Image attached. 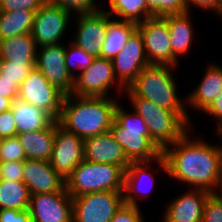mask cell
Masks as SVG:
<instances>
[{
	"mask_svg": "<svg viewBox=\"0 0 222 222\" xmlns=\"http://www.w3.org/2000/svg\"><path fill=\"white\" fill-rule=\"evenodd\" d=\"M188 134L162 150L166 172L193 189L216 193L222 177V146L191 140Z\"/></svg>",
	"mask_w": 222,
	"mask_h": 222,
	"instance_id": "6da1fadb",
	"label": "cell"
},
{
	"mask_svg": "<svg viewBox=\"0 0 222 222\" xmlns=\"http://www.w3.org/2000/svg\"><path fill=\"white\" fill-rule=\"evenodd\" d=\"M112 98L65 95L59 125L83 139L110 131L118 105Z\"/></svg>",
	"mask_w": 222,
	"mask_h": 222,
	"instance_id": "7a4b0ae2",
	"label": "cell"
},
{
	"mask_svg": "<svg viewBox=\"0 0 222 222\" xmlns=\"http://www.w3.org/2000/svg\"><path fill=\"white\" fill-rule=\"evenodd\" d=\"M110 132L130 162L154 160L166 172L162 151L151 140L145 121L135 111L129 114L118 104Z\"/></svg>",
	"mask_w": 222,
	"mask_h": 222,
	"instance_id": "3957f363",
	"label": "cell"
},
{
	"mask_svg": "<svg viewBox=\"0 0 222 222\" xmlns=\"http://www.w3.org/2000/svg\"><path fill=\"white\" fill-rule=\"evenodd\" d=\"M174 68L171 65L150 64L141 70L128 89L137 97L176 112L191 126L185 102L182 103L176 92V83L172 74Z\"/></svg>",
	"mask_w": 222,
	"mask_h": 222,
	"instance_id": "277c9868",
	"label": "cell"
},
{
	"mask_svg": "<svg viewBox=\"0 0 222 222\" xmlns=\"http://www.w3.org/2000/svg\"><path fill=\"white\" fill-rule=\"evenodd\" d=\"M125 92L134 111L145 121L151 140L161 151L181 139L191 128L176 112L137 97L128 88L125 89Z\"/></svg>",
	"mask_w": 222,
	"mask_h": 222,
	"instance_id": "5b68a950",
	"label": "cell"
},
{
	"mask_svg": "<svg viewBox=\"0 0 222 222\" xmlns=\"http://www.w3.org/2000/svg\"><path fill=\"white\" fill-rule=\"evenodd\" d=\"M124 173L120 166L83 159L66 178L65 189L71 197L101 191L123 192Z\"/></svg>",
	"mask_w": 222,
	"mask_h": 222,
	"instance_id": "8992f818",
	"label": "cell"
},
{
	"mask_svg": "<svg viewBox=\"0 0 222 222\" xmlns=\"http://www.w3.org/2000/svg\"><path fill=\"white\" fill-rule=\"evenodd\" d=\"M123 192L101 191L73 199V222H110L123 205Z\"/></svg>",
	"mask_w": 222,
	"mask_h": 222,
	"instance_id": "52a82bcc",
	"label": "cell"
},
{
	"mask_svg": "<svg viewBox=\"0 0 222 222\" xmlns=\"http://www.w3.org/2000/svg\"><path fill=\"white\" fill-rule=\"evenodd\" d=\"M115 83L119 91L126 89L115 76L112 60L95 57L89 67L75 76L72 94L80 97H107L108 90Z\"/></svg>",
	"mask_w": 222,
	"mask_h": 222,
	"instance_id": "ba28073f",
	"label": "cell"
},
{
	"mask_svg": "<svg viewBox=\"0 0 222 222\" xmlns=\"http://www.w3.org/2000/svg\"><path fill=\"white\" fill-rule=\"evenodd\" d=\"M64 97L36 67L19 86L18 99L42 108L55 120L60 117Z\"/></svg>",
	"mask_w": 222,
	"mask_h": 222,
	"instance_id": "9c48e42d",
	"label": "cell"
},
{
	"mask_svg": "<svg viewBox=\"0 0 222 222\" xmlns=\"http://www.w3.org/2000/svg\"><path fill=\"white\" fill-rule=\"evenodd\" d=\"M71 14L46 1L34 15L31 35L37 47L60 44Z\"/></svg>",
	"mask_w": 222,
	"mask_h": 222,
	"instance_id": "30bf717a",
	"label": "cell"
},
{
	"mask_svg": "<svg viewBox=\"0 0 222 222\" xmlns=\"http://www.w3.org/2000/svg\"><path fill=\"white\" fill-rule=\"evenodd\" d=\"M144 41L145 55L149 64L171 65L172 47L169 29L163 17H150L137 23Z\"/></svg>",
	"mask_w": 222,
	"mask_h": 222,
	"instance_id": "8fae6325",
	"label": "cell"
},
{
	"mask_svg": "<svg viewBox=\"0 0 222 222\" xmlns=\"http://www.w3.org/2000/svg\"><path fill=\"white\" fill-rule=\"evenodd\" d=\"M84 151V139L66 131L56 120V133L50 164L64 180L84 159Z\"/></svg>",
	"mask_w": 222,
	"mask_h": 222,
	"instance_id": "7c38bea8",
	"label": "cell"
},
{
	"mask_svg": "<svg viewBox=\"0 0 222 222\" xmlns=\"http://www.w3.org/2000/svg\"><path fill=\"white\" fill-rule=\"evenodd\" d=\"M112 63L117 80L125 88L129 87L144 67L150 65L145 55L143 37L138 29L128 38Z\"/></svg>",
	"mask_w": 222,
	"mask_h": 222,
	"instance_id": "4fadbf2b",
	"label": "cell"
},
{
	"mask_svg": "<svg viewBox=\"0 0 222 222\" xmlns=\"http://www.w3.org/2000/svg\"><path fill=\"white\" fill-rule=\"evenodd\" d=\"M64 44L42 46L36 56L35 67L51 85L57 87L65 95L73 93L74 77L67 71L65 64L66 47Z\"/></svg>",
	"mask_w": 222,
	"mask_h": 222,
	"instance_id": "5bb4252c",
	"label": "cell"
},
{
	"mask_svg": "<svg viewBox=\"0 0 222 222\" xmlns=\"http://www.w3.org/2000/svg\"><path fill=\"white\" fill-rule=\"evenodd\" d=\"M28 210L33 222H73V199L67 192L33 194Z\"/></svg>",
	"mask_w": 222,
	"mask_h": 222,
	"instance_id": "9a60e30c",
	"label": "cell"
},
{
	"mask_svg": "<svg viewBox=\"0 0 222 222\" xmlns=\"http://www.w3.org/2000/svg\"><path fill=\"white\" fill-rule=\"evenodd\" d=\"M108 15L107 11L99 8L94 13L76 15L78 28L72 43L94 57H99L106 37Z\"/></svg>",
	"mask_w": 222,
	"mask_h": 222,
	"instance_id": "2e32d148",
	"label": "cell"
},
{
	"mask_svg": "<svg viewBox=\"0 0 222 222\" xmlns=\"http://www.w3.org/2000/svg\"><path fill=\"white\" fill-rule=\"evenodd\" d=\"M23 171V182L31 195L67 192L65 180L52 168L50 161L26 159Z\"/></svg>",
	"mask_w": 222,
	"mask_h": 222,
	"instance_id": "e0dca14e",
	"label": "cell"
},
{
	"mask_svg": "<svg viewBox=\"0 0 222 222\" xmlns=\"http://www.w3.org/2000/svg\"><path fill=\"white\" fill-rule=\"evenodd\" d=\"M84 159L120 166L124 171L131 164L122 146L110 131L84 139Z\"/></svg>",
	"mask_w": 222,
	"mask_h": 222,
	"instance_id": "ac0fdd59",
	"label": "cell"
},
{
	"mask_svg": "<svg viewBox=\"0 0 222 222\" xmlns=\"http://www.w3.org/2000/svg\"><path fill=\"white\" fill-rule=\"evenodd\" d=\"M210 194L192 188L166 206L162 222H202L204 204Z\"/></svg>",
	"mask_w": 222,
	"mask_h": 222,
	"instance_id": "d6986e66",
	"label": "cell"
},
{
	"mask_svg": "<svg viewBox=\"0 0 222 222\" xmlns=\"http://www.w3.org/2000/svg\"><path fill=\"white\" fill-rule=\"evenodd\" d=\"M196 88L185 101L195 110L205 111L222 91V67L209 65Z\"/></svg>",
	"mask_w": 222,
	"mask_h": 222,
	"instance_id": "ffe728a7",
	"label": "cell"
},
{
	"mask_svg": "<svg viewBox=\"0 0 222 222\" xmlns=\"http://www.w3.org/2000/svg\"><path fill=\"white\" fill-rule=\"evenodd\" d=\"M168 25L172 47V66L177 67L178 57L188 53L192 44L193 26L190 12L163 17Z\"/></svg>",
	"mask_w": 222,
	"mask_h": 222,
	"instance_id": "44dd1931",
	"label": "cell"
},
{
	"mask_svg": "<svg viewBox=\"0 0 222 222\" xmlns=\"http://www.w3.org/2000/svg\"><path fill=\"white\" fill-rule=\"evenodd\" d=\"M56 133V120L47 128L16 134L27 159L50 161Z\"/></svg>",
	"mask_w": 222,
	"mask_h": 222,
	"instance_id": "7402d4cb",
	"label": "cell"
},
{
	"mask_svg": "<svg viewBox=\"0 0 222 222\" xmlns=\"http://www.w3.org/2000/svg\"><path fill=\"white\" fill-rule=\"evenodd\" d=\"M11 110L17 127V134L42 130L55 120L42 108L18 98L12 102Z\"/></svg>",
	"mask_w": 222,
	"mask_h": 222,
	"instance_id": "603a6c76",
	"label": "cell"
},
{
	"mask_svg": "<svg viewBox=\"0 0 222 222\" xmlns=\"http://www.w3.org/2000/svg\"><path fill=\"white\" fill-rule=\"evenodd\" d=\"M107 16L106 37L103 42L100 56L113 60L118 52L124 47L132 33L137 29V23L125 20L111 19Z\"/></svg>",
	"mask_w": 222,
	"mask_h": 222,
	"instance_id": "cb8c5ba5",
	"label": "cell"
},
{
	"mask_svg": "<svg viewBox=\"0 0 222 222\" xmlns=\"http://www.w3.org/2000/svg\"><path fill=\"white\" fill-rule=\"evenodd\" d=\"M150 162L149 161H140V162H131V164L126 168L125 173H124V190H123V197H124V203L125 204H130L134 206H139L138 205V200H137V194H146L147 192H151V189H143L144 185L143 179L146 181L150 180V188L153 187L154 185V175L148 171V166ZM148 179H146V178ZM149 182V181H148ZM146 187V186H145ZM142 188V189H141ZM127 192V193H126ZM126 193V194H125ZM135 194V195H134Z\"/></svg>",
	"mask_w": 222,
	"mask_h": 222,
	"instance_id": "d4e9b609",
	"label": "cell"
},
{
	"mask_svg": "<svg viewBox=\"0 0 222 222\" xmlns=\"http://www.w3.org/2000/svg\"><path fill=\"white\" fill-rule=\"evenodd\" d=\"M37 51L31 33L0 40V60L36 62Z\"/></svg>",
	"mask_w": 222,
	"mask_h": 222,
	"instance_id": "484cf974",
	"label": "cell"
},
{
	"mask_svg": "<svg viewBox=\"0 0 222 222\" xmlns=\"http://www.w3.org/2000/svg\"><path fill=\"white\" fill-rule=\"evenodd\" d=\"M34 11L15 10L0 12V40L31 33Z\"/></svg>",
	"mask_w": 222,
	"mask_h": 222,
	"instance_id": "4316f807",
	"label": "cell"
},
{
	"mask_svg": "<svg viewBox=\"0 0 222 222\" xmlns=\"http://www.w3.org/2000/svg\"><path fill=\"white\" fill-rule=\"evenodd\" d=\"M30 192L23 181L0 180V210H28Z\"/></svg>",
	"mask_w": 222,
	"mask_h": 222,
	"instance_id": "83f0119b",
	"label": "cell"
},
{
	"mask_svg": "<svg viewBox=\"0 0 222 222\" xmlns=\"http://www.w3.org/2000/svg\"><path fill=\"white\" fill-rule=\"evenodd\" d=\"M108 2L110 9L107 13L111 17H119L120 20L140 23L153 17L145 0H109Z\"/></svg>",
	"mask_w": 222,
	"mask_h": 222,
	"instance_id": "f1b7e54d",
	"label": "cell"
},
{
	"mask_svg": "<svg viewBox=\"0 0 222 222\" xmlns=\"http://www.w3.org/2000/svg\"><path fill=\"white\" fill-rule=\"evenodd\" d=\"M36 62H11L0 60V78L13 81L20 86L30 72L35 68Z\"/></svg>",
	"mask_w": 222,
	"mask_h": 222,
	"instance_id": "f546056e",
	"label": "cell"
},
{
	"mask_svg": "<svg viewBox=\"0 0 222 222\" xmlns=\"http://www.w3.org/2000/svg\"><path fill=\"white\" fill-rule=\"evenodd\" d=\"M69 45V48H66L65 52V64L67 71L71 74V76L75 78V75L77 74L76 72H74V70L72 71V69L78 68L80 69V72L84 71L92 64L95 57L87 53L85 50L78 47L74 43Z\"/></svg>",
	"mask_w": 222,
	"mask_h": 222,
	"instance_id": "4dcf8cb0",
	"label": "cell"
},
{
	"mask_svg": "<svg viewBox=\"0 0 222 222\" xmlns=\"http://www.w3.org/2000/svg\"><path fill=\"white\" fill-rule=\"evenodd\" d=\"M153 16L164 17L167 15L188 12L184 0H145Z\"/></svg>",
	"mask_w": 222,
	"mask_h": 222,
	"instance_id": "1f68e13d",
	"label": "cell"
},
{
	"mask_svg": "<svg viewBox=\"0 0 222 222\" xmlns=\"http://www.w3.org/2000/svg\"><path fill=\"white\" fill-rule=\"evenodd\" d=\"M27 159L26 153L17 136L3 138L0 146V162L22 161Z\"/></svg>",
	"mask_w": 222,
	"mask_h": 222,
	"instance_id": "d6a6232c",
	"label": "cell"
},
{
	"mask_svg": "<svg viewBox=\"0 0 222 222\" xmlns=\"http://www.w3.org/2000/svg\"><path fill=\"white\" fill-rule=\"evenodd\" d=\"M49 3L59 6L69 13L78 14L94 13L97 9L95 0H47Z\"/></svg>",
	"mask_w": 222,
	"mask_h": 222,
	"instance_id": "836d02e7",
	"label": "cell"
},
{
	"mask_svg": "<svg viewBox=\"0 0 222 222\" xmlns=\"http://www.w3.org/2000/svg\"><path fill=\"white\" fill-rule=\"evenodd\" d=\"M202 222H222V200L215 193L205 201Z\"/></svg>",
	"mask_w": 222,
	"mask_h": 222,
	"instance_id": "e575fe53",
	"label": "cell"
},
{
	"mask_svg": "<svg viewBox=\"0 0 222 222\" xmlns=\"http://www.w3.org/2000/svg\"><path fill=\"white\" fill-rule=\"evenodd\" d=\"M47 0H0V12L29 10L36 12Z\"/></svg>",
	"mask_w": 222,
	"mask_h": 222,
	"instance_id": "d590c367",
	"label": "cell"
},
{
	"mask_svg": "<svg viewBox=\"0 0 222 222\" xmlns=\"http://www.w3.org/2000/svg\"><path fill=\"white\" fill-rule=\"evenodd\" d=\"M23 167L22 161L0 162V180L23 181Z\"/></svg>",
	"mask_w": 222,
	"mask_h": 222,
	"instance_id": "8d00e7d4",
	"label": "cell"
},
{
	"mask_svg": "<svg viewBox=\"0 0 222 222\" xmlns=\"http://www.w3.org/2000/svg\"><path fill=\"white\" fill-rule=\"evenodd\" d=\"M139 207L123 203L110 222H144Z\"/></svg>",
	"mask_w": 222,
	"mask_h": 222,
	"instance_id": "74e56055",
	"label": "cell"
},
{
	"mask_svg": "<svg viewBox=\"0 0 222 222\" xmlns=\"http://www.w3.org/2000/svg\"><path fill=\"white\" fill-rule=\"evenodd\" d=\"M17 134V127L12 110L9 109L0 114V136L2 138L14 137Z\"/></svg>",
	"mask_w": 222,
	"mask_h": 222,
	"instance_id": "f35d334b",
	"label": "cell"
},
{
	"mask_svg": "<svg viewBox=\"0 0 222 222\" xmlns=\"http://www.w3.org/2000/svg\"><path fill=\"white\" fill-rule=\"evenodd\" d=\"M0 222H33L29 210L2 209Z\"/></svg>",
	"mask_w": 222,
	"mask_h": 222,
	"instance_id": "ab89813d",
	"label": "cell"
},
{
	"mask_svg": "<svg viewBox=\"0 0 222 222\" xmlns=\"http://www.w3.org/2000/svg\"><path fill=\"white\" fill-rule=\"evenodd\" d=\"M206 112L213 116V118H217V133L220 134L222 132V91L215 98L213 103L204 111V113Z\"/></svg>",
	"mask_w": 222,
	"mask_h": 222,
	"instance_id": "60d3db41",
	"label": "cell"
},
{
	"mask_svg": "<svg viewBox=\"0 0 222 222\" xmlns=\"http://www.w3.org/2000/svg\"><path fill=\"white\" fill-rule=\"evenodd\" d=\"M1 96L12 101L18 98L19 86L8 79L0 78Z\"/></svg>",
	"mask_w": 222,
	"mask_h": 222,
	"instance_id": "b9f144b4",
	"label": "cell"
},
{
	"mask_svg": "<svg viewBox=\"0 0 222 222\" xmlns=\"http://www.w3.org/2000/svg\"><path fill=\"white\" fill-rule=\"evenodd\" d=\"M184 2L187 11H190L189 7L194 5L205 10L208 9L216 12V10L219 8L221 0H184Z\"/></svg>",
	"mask_w": 222,
	"mask_h": 222,
	"instance_id": "7bdbcfd3",
	"label": "cell"
},
{
	"mask_svg": "<svg viewBox=\"0 0 222 222\" xmlns=\"http://www.w3.org/2000/svg\"><path fill=\"white\" fill-rule=\"evenodd\" d=\"M12 102L11 99L0 96V114L11 109Z\"/></svg>",
	"mask_w": 222,
	"mask_h": 222,
	"instance_id": "ee69618b",
	"label": "cell"
},
{
	"mask_svg": "<svg viewBox=\"0 0 222 222\" xmlns=\"http://www.w3.org/2000/svg\"><path fill=\"white\" fill-rule=\"evenodd\" d=\"M218 188H219V189L221 188V190H219L220 193L218 194V193L216 192L215 194L222 200V177H221V180L219 181Z\"/></svg>",
	"mask_w": 222,
	"mask_h": 222,
	"instance_id": "f6af8a7d",
	"label": "cell"
},
{
	"mask_svg": "<svg viewBox=\"0 0 222 222\" xmlns=\"http://www.w3.org/2000/svg\"><path fill=\"white\" fill-rule=\"evenodd\" d=\"M217 15H219L222 18V0L220 2L219 8L216 10Z\"/></svg>",
	"mask_w": 222,
	"mask_h": 222,
	"instance_id": "bcb514c9",
	"label": "cell"
},
{
	"mask_svg": "<svg viewBox=\"0 0 222 222\" xmlns=\"http://www.w3.org/2000/svg\"><path fill=\"white\" fill-rule=\"evenodd\" d=\"M3 138L0 136V146L2 144Z\"/></svg>",
	"mask_w": 222,
	"mask_h": 222,
	"instance_id": "7dc6e473",
	"label": "cell"
}]
</instances>
